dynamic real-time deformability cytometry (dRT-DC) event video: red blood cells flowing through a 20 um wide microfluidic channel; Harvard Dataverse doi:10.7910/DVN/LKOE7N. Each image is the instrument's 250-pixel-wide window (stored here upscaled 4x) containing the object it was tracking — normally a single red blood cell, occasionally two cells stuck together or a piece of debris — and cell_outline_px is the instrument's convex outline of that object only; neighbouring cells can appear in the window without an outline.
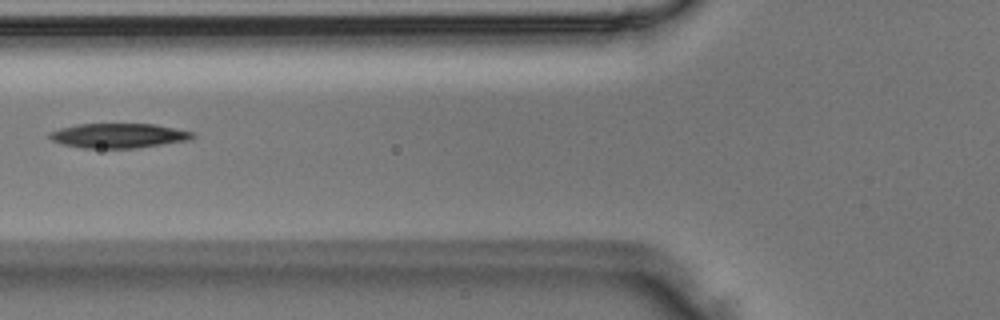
{"species": "Egyptian fruit bat (a non-hibernating species)", "species_latin": "Rousettus aegyptiacus", "temperature_condition": "room temperature", "stored_images_in_passage": 7, "camera_frame_rate_fps": 3000, "um_per_image_px": 0.085, "animal": {"sex": "male"}, "frame": {"image": 1, "passage_image": 7, "time_ms": 2.0, "image_size_px": [1000, 320], "cell_outline_px": [[196, 136], [192, 140], [136, 148], [80, 148], [64, 144], [52, 140], [48, 136], [48, 132], [60, 128], [76, 124], [156, 124], [196, 132]], "centroid_in_image_um": [10.13, 11.53], "position_along_channel_um": 115.7, "area_um2": 20.81}}